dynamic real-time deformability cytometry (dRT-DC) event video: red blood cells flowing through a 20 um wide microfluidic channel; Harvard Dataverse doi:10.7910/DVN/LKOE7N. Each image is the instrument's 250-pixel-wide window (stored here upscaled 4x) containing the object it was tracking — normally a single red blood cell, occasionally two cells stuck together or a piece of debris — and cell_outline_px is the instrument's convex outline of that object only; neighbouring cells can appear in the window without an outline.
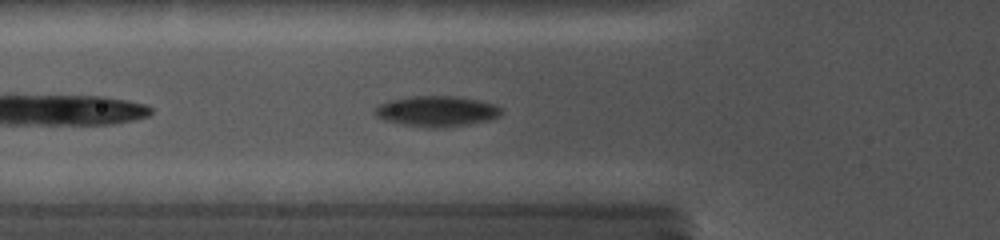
{"species": "common noctule bat (a hibernating species)", "species_latin": "Nyctalus noctula", "temperature_condition": "cold", "stored_images_in_passage": 10, "camera_frame_rate_fps": 5000, "um_per_image_px": 0.085, "animal": {"sex": "female", "body_mass_g": 19.0, "forearm_length_mm": 56.7}, "frame": {"image": 1, "passage_image": 4, "time_ms": 1.4, "image_size_px": [1000, 240], "cell_outline_px": [[504, 112], [500, 116], [488, 120], [468, 124], [444, 128], [428, 128], [404, 124], [384, 120], [376, 116], [372, 112], [380, 104], [392, 100], [416, 96], [452, 96], [476, 100], [492, 104], [504, 108]], "centroid_in_image_um": [37.15, 9.47], "position_along_channel_um": 88.7, "area_um2": 22.37}}
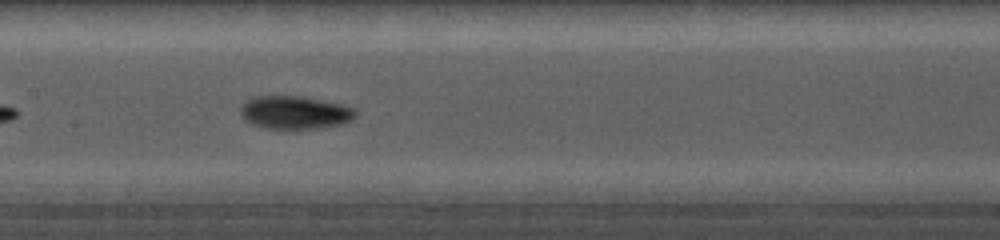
{"frame": {"image": 2, "passage_image": 9, "time_ms": 3.8, "image_size_px": [1000, 240], "cell_outline_px": [[356, 116], [352, 120], [344, 124], [320, 128], [264, 128], [252, 124], [244, 120], [240, 112], [240, 108], [248, 100], [260, 96], [300, 96], [340, 104], [352, 108], [356, 112]], "centroid_in_image_um": [25.07, 9.57], "position_along_channel_um": 182.3, "area_um2": 21.91}}